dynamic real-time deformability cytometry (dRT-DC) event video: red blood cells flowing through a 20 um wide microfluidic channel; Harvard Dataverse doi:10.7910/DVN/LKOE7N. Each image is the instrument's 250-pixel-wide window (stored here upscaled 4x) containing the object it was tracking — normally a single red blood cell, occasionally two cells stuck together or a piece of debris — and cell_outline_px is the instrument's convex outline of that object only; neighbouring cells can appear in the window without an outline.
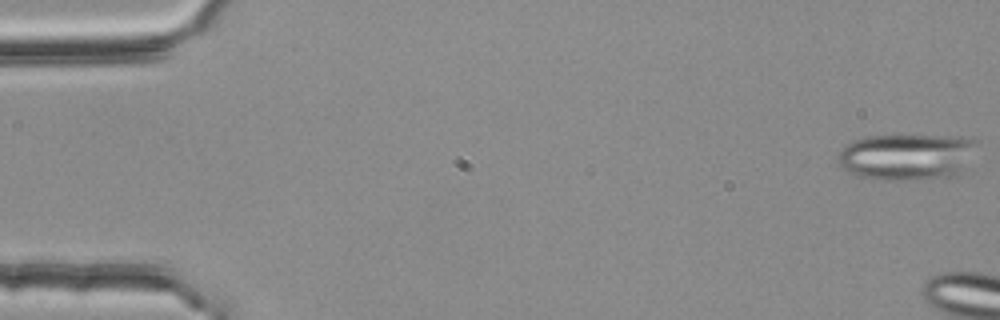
{"species": "common noctule bat (a hibernating species)", "species_latin": "Nyctalus noctula", "temperature_condition": "room temperature", "stored_images_in_passage": 14, "camera_frame_rate_fps": 3000, "um_per_image_px": 0.085, "animal": {"sex": "female", "body_mass_g": 25.1}, "frame": {"image": 1, "passage_image": 1, "time_ms": 0.0, "image_size_px": [1000, 320], "cell_outline_px": [[980, 140], [960, 172], [956, 176], [916, 180], [884, 180], [860, 176], [844, 168], [840, 164], [836, 156], [844, 144], [852, 140], [864, 136], [960, 136]], "centroid_in_image_um": [77.07, 13.31], "position_along_channel_um": 7.9, "area_um2": 37.69}}